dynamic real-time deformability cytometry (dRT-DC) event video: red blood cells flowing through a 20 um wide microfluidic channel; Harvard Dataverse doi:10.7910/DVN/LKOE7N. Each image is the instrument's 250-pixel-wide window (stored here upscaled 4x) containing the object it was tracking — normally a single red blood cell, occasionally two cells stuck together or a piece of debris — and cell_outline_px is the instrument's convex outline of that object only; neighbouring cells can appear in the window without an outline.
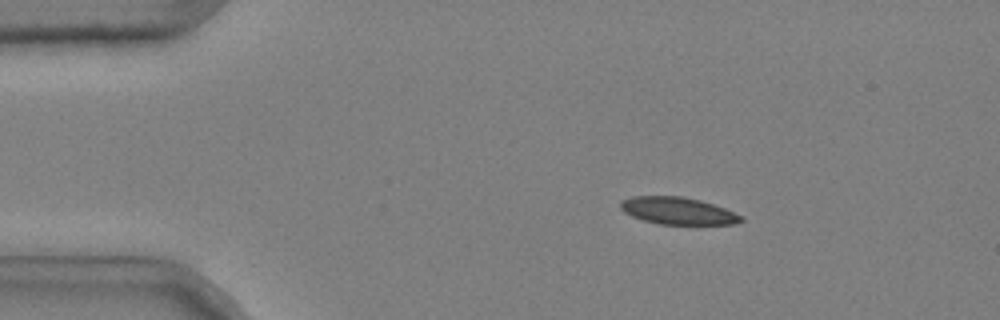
{"species": "common noctule bat (a hibernating species)", "species_latin": "Nyctalus noctula", "temperature_condition": "cold", "stored_images_in_passage": 44, "camera_frame_rate_fps": 3000, "um_per_image_px": 0.085, "animal": {"sex": "male", "body_mass_g": 20.4}, "frame": {"image": 1, "passage_image": 1, "time_ms": 0.0, "image_size_px": [1000, 320], "cell_outline_px": [[744, 220], [732, 224], [660, 224], [644, 220], [632, 216], [624, 212], [620, 208], [620, 200], [632, 196], [680, 196], [700, 200], [724, 208], [744, 216]], "centroid_in_image_um": [57.6, 17.91], "position_along_channel_um": 27.4, "area_um2": 19.02}}
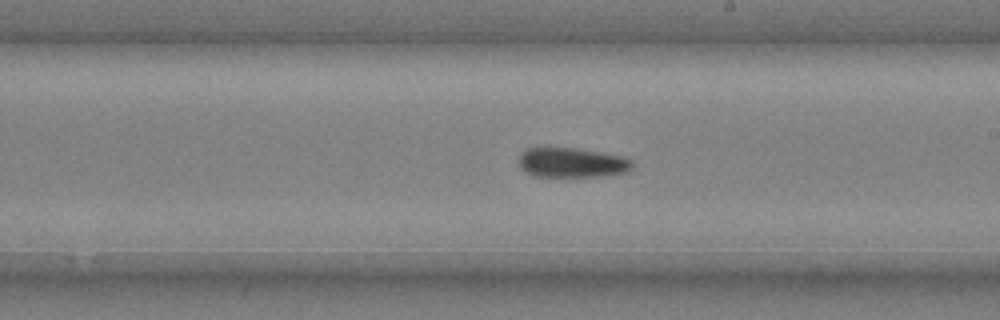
{"frame": {"image": 2, "passage_image": 23, "time_ms": 7.333, "image_size_px": [1000, 320], "cell_outline_px": [[632, 168], [628, 172], [600, 176], [532, 176], [520, 168], [520, 152], [528, 148], [576, 148], [624, 156], [632, 160]], "centroid_in_image_um": [48.63, 13.82], "position_along_channel_um": 240.4, "area_um2": 19.65}}
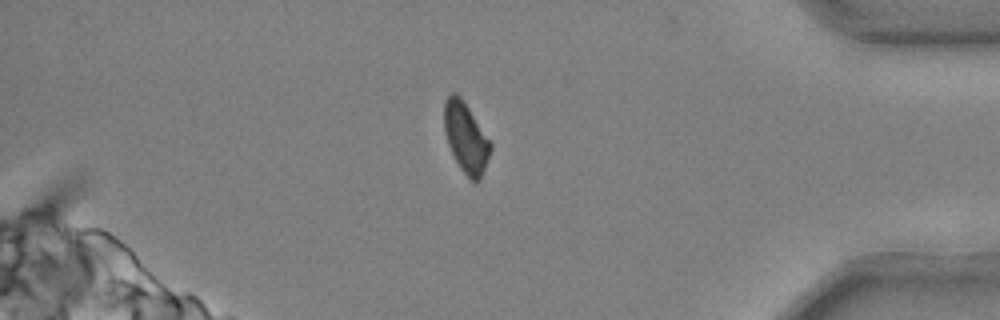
{"frame": {"image": 3, "passage_image": 38, "time_ms": 12.333, "image_size_px": [1000, 320], "cell_outline_px": [[492, 148], [480, 180], [472, 180], [460, 168], [448, 144], [444, 132], [444, 100], [452, 92], [456, 92], [460, 96], [492, 144]], "centroid_in_image_um": [39.58, 11.67], "position_along_channel_um": 395.6, "area_um2": 18.55}, "authors_computed_cell_mechanics": {"area_um2": 19.7676, "velocity_mm_per_s": 3.6849, "shape_relaxation_time_tau1_ms": null, "shape_relaxation_time_tau2_ms": 11.1616, "deformation_change_tau1": null, "deformation_change_tau2": 0.1518}}